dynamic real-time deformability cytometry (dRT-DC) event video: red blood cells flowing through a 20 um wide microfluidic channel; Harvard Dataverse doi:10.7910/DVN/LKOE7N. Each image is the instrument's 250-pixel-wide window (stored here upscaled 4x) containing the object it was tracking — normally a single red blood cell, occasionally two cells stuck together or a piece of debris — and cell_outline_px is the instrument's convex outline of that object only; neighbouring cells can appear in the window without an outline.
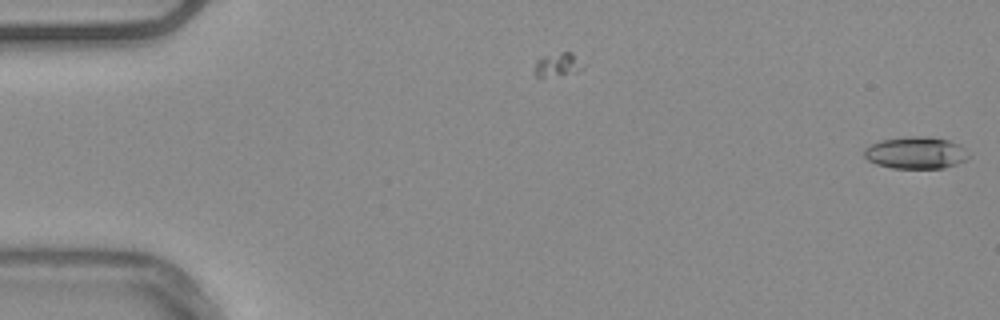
{"species": "common noctule bat (a hibernating species)", "species_latin": "Nyctalus noctula", "temperature_condition": "warm", "stored_images_in_passage": 5, "camera_frame_rate_fps": 3000, "um_per_image_px": 0.085, "animal": {"sex": "male", "body_mass_g": 20.4}, "frame": {"image": 1, "passage_image": 5, "time_ms": 1.333, "image_size_px": [1000, 320], "cell_outline_px": [[972, 156], [956, 164], [944, 168], [892, 168], [876, 164], [868, 160], [864, 156], [864, 148], [880, 140], [908, 136], [928, 136], [948, 140], [960, 144]], "centroid_in_image_um": [77.86, 12.98], "position_along_channel_um": 7.1, "area_um2": 19.65}}